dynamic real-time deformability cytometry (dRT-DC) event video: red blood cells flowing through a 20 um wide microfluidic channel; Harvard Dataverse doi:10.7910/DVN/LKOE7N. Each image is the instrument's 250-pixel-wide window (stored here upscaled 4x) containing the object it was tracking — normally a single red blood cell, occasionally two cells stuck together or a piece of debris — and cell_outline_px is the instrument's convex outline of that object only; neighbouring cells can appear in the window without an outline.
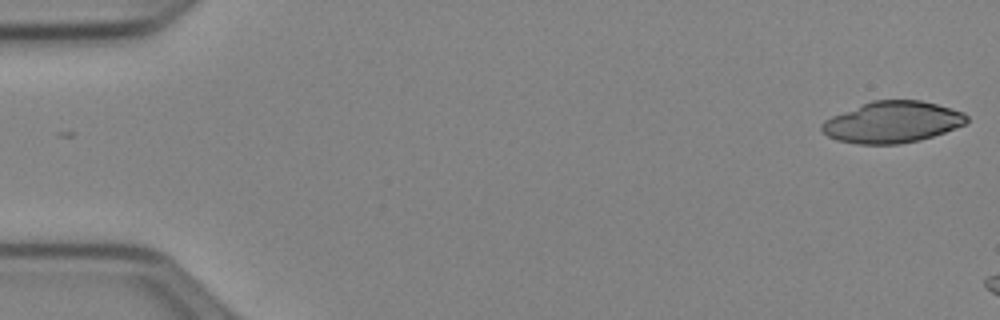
{"species": "Egyptian fruit bat (a non-hibernating species)", "species_latin": "Rousettus aegyptiacus", "temperature_condition": "cold", "stored_images_in_passage": 12, "camera_frame_rate_fps": 3000, "um_per_image_px": 0.085, "animal": {"sex": "female"}, "frame": {"image": 1, "passage_image": 1, "time_ms": 0.0, "image_size_px": [1000, 320], "cell_outline_px": [[968, 120], [964, 124], [944, 132], [920, 140], [900, 144], [860, 144], [836, 140], [828, 136], [820, 128], [820, 124], [824, 120], [832, 116], [872, 100], [920, 100], [936, 104], [964, 112], [968, 116]], "centroid_in_image_um": [75.83, 10.38], "position_along_channel_um": 9.2, "area_um2": 34.8}}